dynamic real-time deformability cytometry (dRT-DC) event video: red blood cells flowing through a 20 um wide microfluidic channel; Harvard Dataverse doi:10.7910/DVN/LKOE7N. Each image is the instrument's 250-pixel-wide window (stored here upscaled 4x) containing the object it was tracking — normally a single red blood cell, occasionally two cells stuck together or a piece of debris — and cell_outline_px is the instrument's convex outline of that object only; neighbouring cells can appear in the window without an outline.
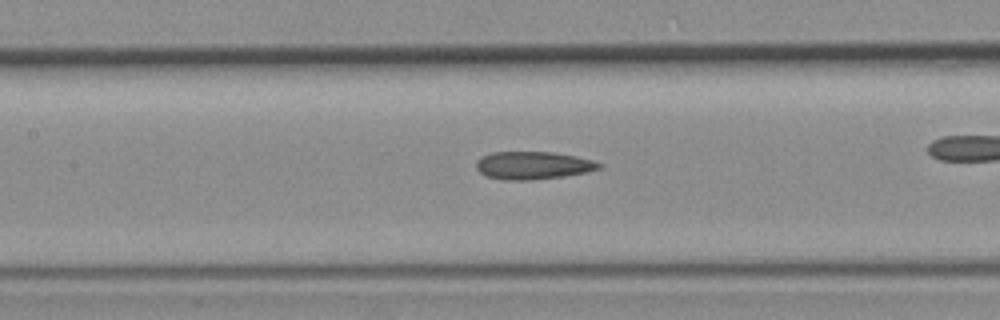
{"species": "common noctule bat (a hibernating species)", "species_latin": "Nyctalus noctula", "temperature_condition": "room temperature", "stored_images_in_passage": 29, "camera_frame_rate_fps": 3000, "um_per_image_px": 0.085, "animal": {"sex": "female", "body_mass_g": 19.3, "forearm_length_mm": 54.1}, "frame": {"image": 1, "passage_image": 13, "time_ms": 4.0, "image_size_px": [1000, 320], "cell_outline_px": [[604, 164], [600, 168], [584, 172], [564, 176], [532, 180], [504, 180], [488, 176], [480, 172], [476, 168], [476, 160], [480, 156], [492, 152], [552, 152], [576, 156], [592, 160]], "centroid_in_image_um": [45.28, 14.05], "position_along_channel_um": 162.1, "area_um2": 19.88}}